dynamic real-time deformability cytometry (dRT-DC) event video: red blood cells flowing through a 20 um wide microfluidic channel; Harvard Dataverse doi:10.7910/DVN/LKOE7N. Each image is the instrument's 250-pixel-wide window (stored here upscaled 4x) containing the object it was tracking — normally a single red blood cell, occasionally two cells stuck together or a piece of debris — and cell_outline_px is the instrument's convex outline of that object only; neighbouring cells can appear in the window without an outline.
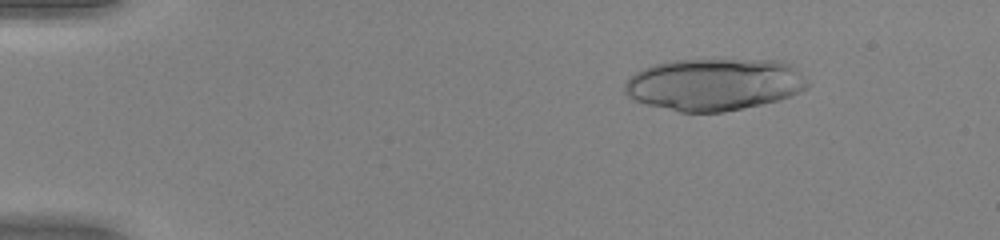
{"species": "human", "species_latin": "Homo sapiens", "temperature_condition": "warm", "stored_images_in_passage": 46, "camera_frame_rate_fps": 3000, "um_per_image_px": 0.085, "donor": {"sex": "female"}, "frame": {"image": 1, "passage_image": 3, "time_ms": 0.667, "image_size_px": [1000, 240], "cell_outline_px": [[808, 88], [800, 92], [776, 100], [760, 104], [724, 112], [680, 112], [648, 104], [636, 100], [628, 96], [624, 92], [624, 84], [636, 72], [652, 64], [672, 60], [732, 56], [780, 60], [792, 64], [808, 80]], "centroid_in_image_um": [60.76, 7.1], "position_along_channel_um": 24.2, "area_um2": 56.99}}